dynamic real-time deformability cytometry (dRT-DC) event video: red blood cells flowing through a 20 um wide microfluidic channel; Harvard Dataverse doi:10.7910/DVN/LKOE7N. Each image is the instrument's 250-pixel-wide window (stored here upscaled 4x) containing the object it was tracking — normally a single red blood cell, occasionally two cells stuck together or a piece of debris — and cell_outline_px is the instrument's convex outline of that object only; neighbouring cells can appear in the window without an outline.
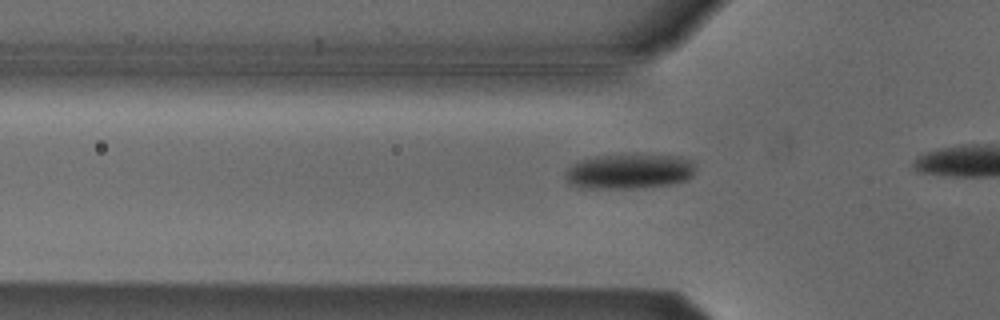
{"species": "Egyptian fruit bat (a non-hibernating species)", "species_latin": "Rousettus aegyptiacus", "temperature_condition": "cold", "stored_images_in_passage": 9, "camera_frame_rate_fps": 3000, "um_per_image_px": 0.085, "animal": {"sex": "male"}, "frame": {"image": 1, "passage_image": 3, "time_ms": 0.667, "image_size_px": [1000, 320], "cell_outline_px": [[696, 172], [688, 180], [672, 184], [636, 188], [592, 188], [572, 184], [564, 176], [568, 168], [584, 160], [596, 156], [636, 152], [680, 156], [692, 160], [696, 164]], "centroid_in_image_um": [53.63, 14.52], "position_along_channel_um": 72.2, "area_um2": 27.17}}
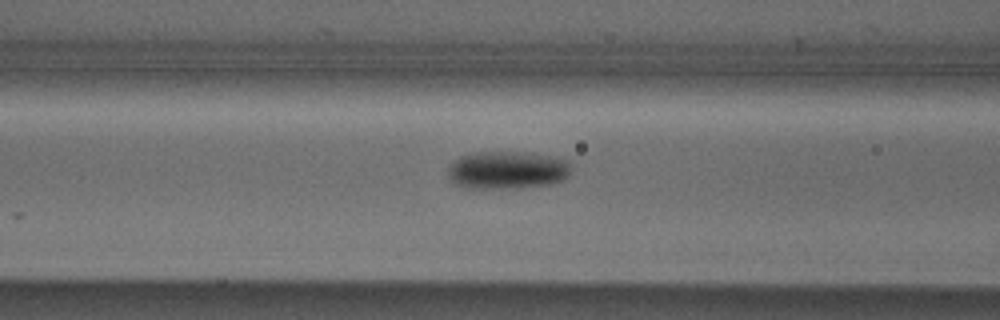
{"frame": {"image": 2, "passage_image": 7, "time_ms": 2.0, "image_size_px": [1000, 320], "cell_outline_px": [[568, 176], [564, 180], [548, 184], [520, 188], [464, 188], [448, 180], [448, 168], [460, 156], [476, 152], [532, 152], [556, 156], [568, 160]], "centroid_in_image_um": [43.11, 14.45], "position_along_channel_um": 123.5, "area_um2": 27.4}}